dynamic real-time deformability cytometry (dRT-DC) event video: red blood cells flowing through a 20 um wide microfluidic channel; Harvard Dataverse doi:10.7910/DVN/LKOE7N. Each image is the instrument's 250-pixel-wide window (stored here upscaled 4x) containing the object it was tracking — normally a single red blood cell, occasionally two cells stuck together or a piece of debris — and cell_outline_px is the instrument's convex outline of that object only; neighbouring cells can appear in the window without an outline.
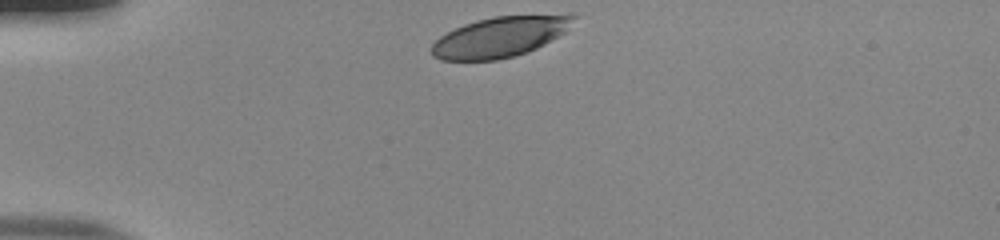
{"species": "human", "species_latin": "Homo sapiens", "temperature_condition": "room temperature", "stored_images_in_passage": 32, "camera_frame_rate_fps": 3000, "um_per_image_px": 0.085, "donor": {"sex": "male"}, "frame": {"image": 1, "passage_image": 1, "time_ms": 0.0, "image_size_px": [1000, 240], "cell_outline_px": [[580, 16], [564, 32], [544, 44], [536, 48], [512, 56], [496, 60], [440, 60], [432, 56], [432, 44], [440, 36], [464, 24], [476, 20], [496, 16], [568, 12], [572, 12]], "centroid_in_image_um": [42.59, 3.08], "position_along_channel_um": 42.4, "area_um2": 33.81}}
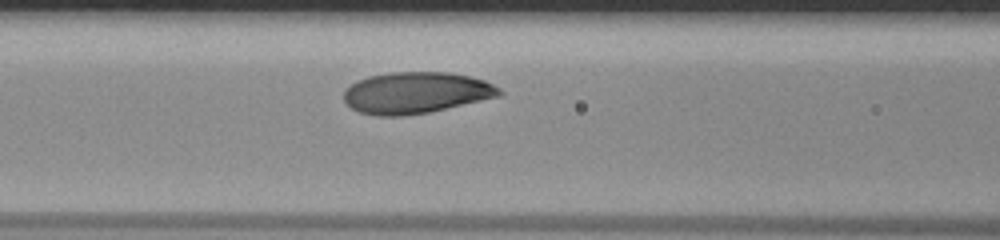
{"frame": {"image": 2, "passage_image": 11, "time_ms": 3.333, "image_size_px": [1000, 240], "cell_outline_px": [[504, 92], [500, 96], [428, 112], [404, 116], [376, 116], [360, 112], [352, 108], [344, 100], [344, 88], [368, 76], [388, 72], [452, 72], [484, 80], [500, 88]], "centroid_in_image_um": [35.35, 7.88], "position_along_channel_um": 131.2, "area_um2": 37.51}}
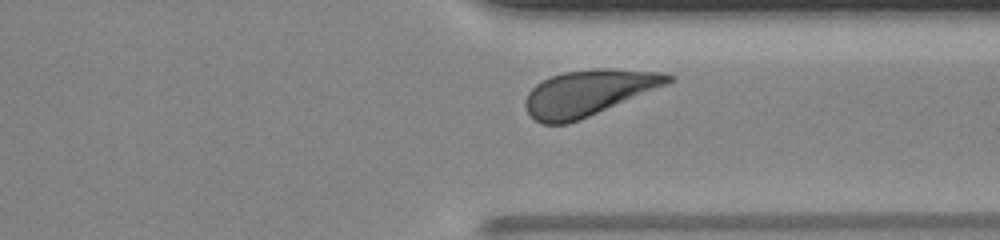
{"frame": {"image": 3, "passage_image": 29, "time_ms": 9.333, "image_size_px": [1000, 240], "cell_outline_px": [[676, 80], [668, 84], [568, 124], [544, 124], [536, 120], [528, 112], [524, 104], [524, 100], [528, 92], [536, 84], [552, 76], [564, 72], [592, 68], [612, 68], [664, 72], [676, 76]], "centroid_in_image_um": [50.05, 7.86], "position_along_channel_um": 361.3, "area_um2": 38.03}, "authors_computed_cell_mechanics": {"area_um2": 37.1943, "velocity_mm_per_s": 3.8379, "shape_relaxation_time_tau1_ms": 1.8984, "shape_relaxation_time_tau2_ms": null, "deformation_change_tau1": 0.1302, "deformation_change_tau2": null}}